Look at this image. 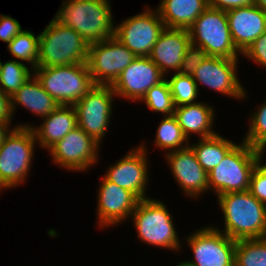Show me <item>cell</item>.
Segmentation results:
<instances>
[{
	"instance_id": "33",
	"label": "cell",
	"mask_w": 266,
	"mask_h": 266,
	"mask_svg": "<svg viewBox=\"0 0 266 266\" xmlns=\"http://www.w3.org/2000/svg\"><path fill=\"white\" fill-rule=\"evenodd\" d=\"M207 57V53L201 47L191 44L185 52L182 64L177 73L192 76Z\"/></svg>"
},
{
	"instance_id": "25",
	"label": "cell",
	"mask_w": 266,
	"mask_h": 266,
	"mask_svg": "<svg viewBox=\"0 0 266 266\" xmlns=\"http://www.w3.org/2000/svg\"><path fill=\"white\" fill-rule=\"evenodd\" d=\"M220 133L214 136L201 138L189 142V146L195 152L199 164L209 173L226 156V154L237 144L236 141L225 138Z\"/></svg>"
},
{
	"instance_id": "23",
	"label": "cell",
	"mask_w": 266,
	"mask_h": 266,
	"mask_svg": "<svg viewBox=\"0 0 266 266\" xmlns=\"http://www.w3.org/2000/svg\"><path fill=\"white\" fill-rule=\"evenodd\" d=\"M13 115L16 116L18 107L28 110L31 115L45 118L54 112L60 104L50 96L42 87L33 74L21 87L11 96Z\"/></svg>"
},
{
	"instance_id": "3",
	"label": "cell",
	"mask_w": 266,
	"mask_h": 266,
	"mask_svg": "<svg viewBox=\"0 0 266 266\" xmlns=\"http://www.w3.org/2000/svg\"><path fill=\"white\" fill-rule=\"evenodd\" d=\"M168 207L164 200L155 197L139 200L129 221L133 222L139 242L178 254L183 248V239Z\"/></svg>"
},
{
	"instance_id": "17",
	"label": "cell",
	"mask_w": 266,
	"mask_h": 266,
	"mask_svg": "<svg viewBox=\"0 0 266 266\" xmlns=\"http://www.w3.org/2000/svg\"><path fill=\"white\" fill-rule=\"evenodd\" d=\"M180 193L191 200H199L209 193L208 173L199 164L190 146L163 155Z\"/></svg>"
},
{
	"instance_id": "40",
	"label": "cell",
	"mask_w": 266,
	"mask_h": 266,
	"mask_svg": "<svg viewBox=\"0 0 266 266\" xmlns=\"http://www.w3.org/2000/svg\"><path fill=\"white\" fill-rule=\"evenodd\" d=\"M254 4L266 11V0H254Z\"/></svg>"
},
{
	"instance_id": "32",
	"label": "cell",
	"mask_w": 266,
	"mask_h": 266,
	"mask_svg": "<svg viewBox=\"0 0 266 266\" xmlns=\"http://www.w3.org/2000/svg\"><path fill=\"white\" fill-rule=\"evenodd\" d=\"M266 99V98H265ZM262 104L257 105L255 109L249 111V125L246 128V134L242 140L248 143L251 147L259 150L266 142V100ZM257 109V110H256Z\"/></svg>"
},
{
	"instance_id": "9",
	"label": "cell",
	"mask_w": 266,
	"mask_h": 266,
	"mask_svg": "<svg viewBox=\"0 0 266 266\" xmlns=\"http://www.w3.org/2000/svg\"><path fill=\"white\" fill-rule=\"evenodd\" d=\"M192 259L182 260L188 266H234L236 242L211 225L199 227L183 236Z\"/></svg>"
},
{
	"instance_id": "20",
	"label": "cell",
	"mask_w": 266,
	"mask_h": 266,
	"mask_svg": "<svg viewBox=\"0 0 266 266\" xmlns=\"http://www.w3.org/2000/svg\"><path fill=\"white\" fill-rule=\"evenodd\" d=\"M190 45V34L187 29L165 27L154 44L149 58L167 77L171 72H178Z\"/></svg>"
},
{
	"instance_id": "22",
	"label": "cell",
	"mask_w": 266,
	"mask_h": 266,
	"mask_svg": "<svg viewBox=\"0 0 266 266\" xmlns=\"http://www.w3.org/2000/svg\"><path fill=\"white\" fill-rule=\"evenodd\" d=\"M214 107L212 103L206 101L175 107L173 116L189 142L191 139H195L194 135H198L197 138L201 139L218 133L214 130L216 127L214 120L217 117V111ZM192 135L194 138H192Z\"/></svg>"
},
{
	"instance_id": "34",
	"label": "cell",
	"mask_w": 266,
	"mask_h": 266,
	"mask_svg": "<svg viewBox=\"0 0 266 266\" xmlns=\"http://www.w3.org/2000/svg\"><path fill=\"white\" fill-rule=\"evenodd\" d=\"M250 193L266 205V161L259 159L250 178Z\"/></svg>"
},
{
	"instance_id": "10",
	"label": "cell",
	"mask_w": 266,
	"mask_h": 266,
	"mask_svg": "<svg viewBox=\"0 0 266 266\" xmlns=\"http://www.w3.org/2000/svg\"><path fill=\"white\" fill-rule=\"evenodd\" d=\"M101 149L100 143L77 126L51 146L47 154L56 166L72 173H85L99 164Z\"/></svg>"
},
{
	"instance_id": "24",
	"label": "cell",
	"mask_w": 266,
	"mask_h": 266,
	"mask_svg": "<svg viewBox=\"0 0 266 266\" xmlns=\"http://www.w3.org/2000/svg\"><path fill=\"white\" fill-rule=\"evenodd\" d=\"M208 7L207 0H161L156 9L165 27L188 30Z\"/></svg>"
},
{
	"instance_id": "30",
	"label": "cell",
	"mask_w": 266,
	"mask_h": 266,
	"mask_svg": "<svg viewBox=\"0 0 266 266\" xmlns=\"http://www.w3.org/2000/svg\"><path fill=\"white\" fill-rule=\"evenodd\" d=\"M167 76L169 77H166V80L169 83L175 107L200 101L198 98H201L199 95L201 93H199L192 76L180 75L178 73H171Z\"/></svg>"
},
{
	"instance_id": "28",
	"label": "cell",
	"mask_w": 266,
	"mask_h": 266,
	"mask_svg": "<svg viewBox=\"0 0 266 266\" xmlns=\"http://www.w3.org/2000/svg\"><path fill=\"white\" fill-rule=\"evenodd\" d=\"M33 75V69L15 59L2 62L0 89L12 96Z\"/></svg>"
},
{
	"instance_id": "19",
	"label": "cell",
	"mask_w": 266,
	"mask_h": 266,
	"mask_svg": "<svg viewBox=\"0 0 266 266\" xmlns=\"http://www.w3.org/2000/svg\"><path fill=\"white\" fill-rule=\"evenodd\" d=\"M231 37L243 54L266 31V11L252 4L226 11Z\"/></svg>"
},
{
	"instance_id": "5",
	"label": "cell",
	"mask_w": 266,
	"mask_h": 266,
	"mask_svg": "<svg viewBox=\"0 0 266 266\" xmlns=\"http://www.w3.org/2000/svg\"><path fill=\"white\" fill-rule=\"evenodd\" d=\"M38 149L32 128H15L0 147V190H14L26 184Z\"/></svg>"
},
{
	"instance_id": "39",
	"label": "cell",
	"mask_w": 266,
	"mask_h": 266,
	"mask_svg": "<svg viewBox=\"0 0 266 266\" xmlns=\"http://www.w3.org/2000/svg\"><path fill=\"white\" fill-rule=\"evenodd\" d=\"M13 124H2L0 123V147L5 142L6 138L9 136V134L15 129L18 128L17 123Z\"/></svg>"
},
{
	"instance_id": "2",
	"label": "cell",
	"mask_w": 266,
	"mask_h": 266,
	"mask_svg": "<svg viewBox=\"0 0 266 266\" xmlns=\"http://www.w3.org/2000/svg\"><path fill=\"white\" fill-rule=\"evenodd\" d=\"M111 5V0H63L54 18L90 45L115 36Z\"/></svg>"
},
{
	"instance_id": "31",
	"label": "cell",
	"mask_w": 266,
	"mask_h": 266,
	"mask_svg": "<svg viewBox=\"0 0 266 266\" xmlns=\"http://www.w3.org/2000/svg\"><path fill=\"white\" fill-rule=\"evenodd\" d=\"M146 108L153 113L162 116H171L174 114L175 106L168 81L165 79L160 84L151 87L141 99Z\"/></svg>"
},
{
	"instance_id": "42",
	"label": "cell",
	"mask_w": 266,
	"mask_h": 266,
	"mask_svg": "<svg viewBox=\"0 0 266 266\" xmlns=\"http://www.w3.org/2000/svg\"><path fill=\"white\" fill-rule=\"evenodd\" d=\"M176 265L174 266H188L186 263H184L183 261H180L178 263H175Z\"/></svg>"
},
{
	"instance_id": "38",
	"label": "cell",
	"mask_w": 266,
	"mask_h": 266,
	"mask_svg": "<svg viewBox=\"0 0 266 266\" xmlns=\"http://www.w3.org/2000/svg\"><path fill=\"white\" fill-rule=\"evenodd\" d=\"M208 6L220 9L223 11H228L230 9L250 6L254 4V0H207Z\"/></svg>"
},
{
	"instance_id": "6",
	"label": "cell",
	"mask_w": 266,
	"mask_h": 266,
	"mask_svg": "<svg viewBox=\"0 0 266 266\" xmlns=\"http://www.w3.org/2000/svg\"><path fill=\"white\" fill-rule=\"evenodd\" d=\"M259 152L241 140L208 173L209 193L216 197L249 190L250 178L259 161Z\"/></svg>"
},
{
	"instance_id": "26",
	"label": "cell",
	"mask_w": 266,
	"mask_h": 266,
	"mask_svg": "<svg viewBox=\"0 0 266 266\" xmlns=\"http://www.w3.org/2000/svg\"><path fill=\"white\" fill-rule=\"evenodd\" d=\"M154 138V148L163 150L164 153L162 155L189 146L188 139L183 134L179 123L173 115L162 117L157 125Z\"/></svg>"
},
{
	"instance_id": "12",
	"label": "cell",
	"mask_w": 266,
	"mask_h": 266,
	"mask_svg": "<svg viewBox=\"0 0 266 266\" xmlns=\"http://www.w3.org/2000/svg\"><path fill=\"white\" fill-rule=\"evenodd\" d=\"M148 144L141 141L136 147H132L115 163L110 164L104 173V177L116 185L129 190L139 200L150 198L147 194L150 180L151 161L148 159ZM150 166V167H149Z\"/></svg>"
},
{
	"instance_id": "14",
	"label": "cell",
	"mask_w": 266,
	"mask_h": 266,
	"mask_svg": "<svg viewBox=\"0 0 266 266\" xmlns=\"http://www.w3.org/2000/svg\"><path fill=\"white\" fill-rule=\"evenodd\" d=\"M239 60L208 56L192 75L199 93L200 87L205 86L235 101L248 100V90L239 79Z\"/></svg>"
},
{
	"instance_id": "1",
	"label": "cell",
	"mask_w": 266,
	"mask_h": 266,
	"mask_svg": "<svg viewBox=\"0 0 266 266\" xmlns=\"http://www.w3.org/2000/svg\"><path fill=\"white\" fill-rule=\"evenodd\" d=\"M224 226L212 225L235 241L266 237V205L249 190L217 196Z\"/></svg>"
},
{
	"instance_id": "36",
	"label": "cell",
	"mask_w": 266,
	"mask_h": 266,
	"mask_svg": "<svg viewBox=\"0 0 266 266\" xmlns=\"http://www.w3.org/2000/svg\"><path fill=\"white\" fill-rule=\"evenodd\" d=\"M23 30L18 20L10 15L0 14V41L7 45Z\"/></svg>"
},
{
	"instance_id": "4",
	"label": "cell",
	"mask_w": 266,
	"mask_h": 266,
	"mask_svg": "<svg viewBox=\"0 0 266 266\" xmlns=\"http://www.w3.org/2000/svg\"><path fill=\"white\" fill-rule=\"evenodd\" d=\"M39 35L37 67L87 63L89 45L73 28L53 17Z\"/></svg>"
},
{
	"instance_id": "29",
	"label": "cell",
	"mask_w": 266,
	"mask_h": 266,
	"mask_svg": "<svg viewBox=\"0 0 266 266\" xmlns=\"http://www.w3.org/2000/svg\"><path fill=\"white\" fill-rule=\"evenodd\" d=\"M234 266H266V237L238 240Z\"/></svg>"
},
{
	"instance_id": "27",
	"label": "cell",
	"mask_w": 266,
	"mask_h": 266,
	"mask_svg": "<svg viewBox=\"0 0 266 266\" xmlns=\"http://www.w3.org/2000/svg\"><path fill=\"white\" fill-rule=\"evenodd\" d=\"M39 39V34L36 35L26 28L7 45L8 53L12 55V59L15 58V60L27 64L34 70L37 67L39 57Z\"/></svg>"
},
{
	"instance_id": "21",
	"label": "cell",
	"mask_w": 266,
	"mask_h": 266,
	"mask_svg": "<svg viewBox=\"0 0 266 266\" xmlns=\"http://www.w3.org/2000/svg\"><path fill=\"white\" fill-rule=\"evenodd\" d=\"M40 125L20 123L18 127L32 128L39 149L47 150L78 126L77 115L73 105H60L54 112L42 118Z\"/></svg>"
},
{
	"instance_id": "41",
	"label": "cell",
	"mask_w": 266,
	"mask_h": 266,
	"mask_svg": "<svg viewBox=\"0 0 266 266\" xmlns=\"http://www.w3.org/2000/svg\"><path fill=\"white\" fill-rule=\"evenodd\" d=\"M260 159L266 158L265 152H266V142L261 146V148L258 150ZM265 156V157H264Z\"/></svg>"
},
{
	"instance_id": "11",
	"label": "cell",
	"mask_w": 266,
	"mask_h": 266,
	"mask_svg": "<svg viewBox=\"0 0 266 266\" xmlns=\"http://www.w3.org/2000/svg\"><path fill=\"white\" fill-rule=\"evenodd\" d=\"M115 97V98H114ZM116 94L111 85H96L73 105L78 127L102 145L113 119Z\"/></svg>"
},
{
	"instance_id": "8",
	"label": "cell",
	"mask_w": 266,
	"mask_h": 266,
	"mask_svg": "<svg viewBox=\"0 0 266 266\" xmlns=\"http://www.w3.org/2000/svg\"><path fill=\"white\" fill-rule=\"evenodd\" d=\"M188 31L191 44L201 47L208 56L228 59L242 56L232 40L226 11L208 7Z\"/></svg>"
},
{
	"instance_id": "16",
	"label": "cell",
	"mask_w": 266,
	"mask_h": 266,
	"mask_svg": "<svg viewBox=\"0 0 266 266\" xmlns=\"http://www.w3.org/2000/svg\"><path fill=\"white\" fill-rule=\"evenodd\" d=\"M100 180L96 190V224L98 228L105 230L129 221L139 199L104 176Z\"/></svg>"
},
{
	"instance_id": "7",
	"label": "cell",
	"mask_w": 266,
	"mask_h": 266,
	"mask_svg": "<svg viewBox=\"0 0 266 266\" xmlns=\"http://www.w3.org/2000/svg\"><path fill=\"white\" fill-rule=\"evenodd\" d=\"M33 74L60 105H74L96 86L87 63L36 67Z\"/></svg>"
},
{
	"instance_id": "18",
	"label": "cell",
	"mask_w": 266,
	"mask_h": 266,
	"mask_svg": "<svg viewBox=\"0 0 266 266\" xmlns=\"http://www.w3.org/2000/svg\"><path fill=\"white\" fill-rule=\"evenodd\" d=\"M166 76L149 57H137L111 85L116 98L140 103L146 92Z\"/></svg>"
},
{
	"instance_id": "37",
	"label": "cell",
	"mask_w": 266,
	"mask_h": 266,
	"mask_svg": "<svg viewBox=\"0 0 266 266\" xmlns=\"http://www.w3.org/2000/svg\"><path fill=\"white\" fill-rule=\"evenodd\" d=\"M15 116L11 106V96L0 89V123L12 124Z\"/></svg>"
},
{
	"instance_id": "35",
	"label": "cell",
	"mask_w": 266,
	"mask_h": 266,
	"mask_svg": "<svg viewBox=\"0 0 266 266\" xmlns=\"http://www.w3.org/2000/svg\"><path fill=\"white\" fill-rule=\"evenodd\" d=\"M241 57L266 69V31L247 48Z\"/></svg>"
},
{
	"instance_id": "15",
	"label": "cell",
	"mask_w": 266,
	"mask_h": 266,
	"mask_svg": "<svg viewBox=\"0 0 266 266\" xmlns=\"http://www.w3.org/2000/svg\"><path fill=\"white\" fill-rule=\"evenodd\" d=\"M137 56L115 37L89 45L90 74L96 85H112Z\"/></svg>"
},
{
	"instance_id": "13",
	"label": "cell",
	"mask_w": 266,
	"mask_h": 266,
	"mask_svg": "<svg viewBox=\"0 0 266 266\" xmlns=\"http://www.w3.org/2000/svg\"><path fill=\"white\" fill-rule=\"evenodd\" d=\"M145 7V8H144ZM143 11L129 16L115 26V38L137 57H149L154 44L165 29L156 8L147 4Z\"/></svg>"
}]
</instances>
